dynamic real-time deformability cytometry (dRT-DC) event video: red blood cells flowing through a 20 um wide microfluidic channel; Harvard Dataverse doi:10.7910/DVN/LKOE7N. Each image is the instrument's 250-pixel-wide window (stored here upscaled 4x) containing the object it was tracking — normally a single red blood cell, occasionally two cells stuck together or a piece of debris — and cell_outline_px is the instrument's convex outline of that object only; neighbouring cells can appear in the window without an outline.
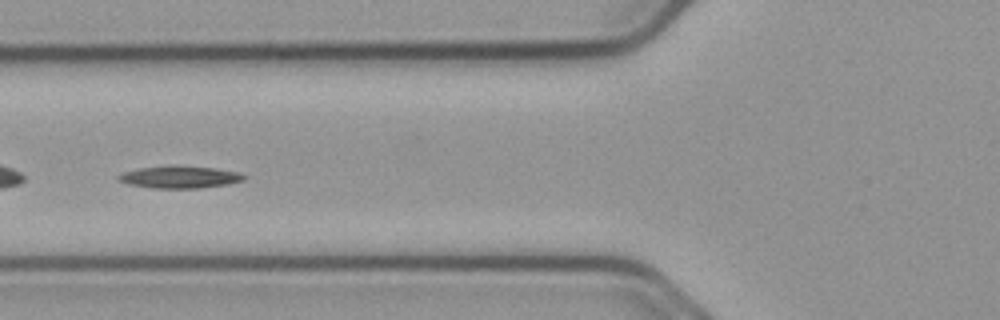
{"species": "common noctule bat (a hibernating species)", "species_latin": "Nyctalus noctula", "temperature_condition": "cold", "stored_images_in_passage": 39, "camera_frame_rate_fps": 3000, "um_per_image_px": 0.085, "animal": {"sex": "male", "body_mass_g": 23.1, "forearm_length_mm": 52.7}, "frame": {"image": 1, "passage_image": 4, "time_ms": 1.0, "image_size_px": [1000, 320], "cell_outline_px": [[248, 176], [244, 180], [228, 184], [200, 188], [152, 188], [128, 184], [116, 180], [116, 176], [124, 172], [136, 168], [216, 168], [240, 172]], "centroid_in_image_um": [15.3, 15.09], "position_along_channel_um": 110.5, "area_um2": 15.61}}
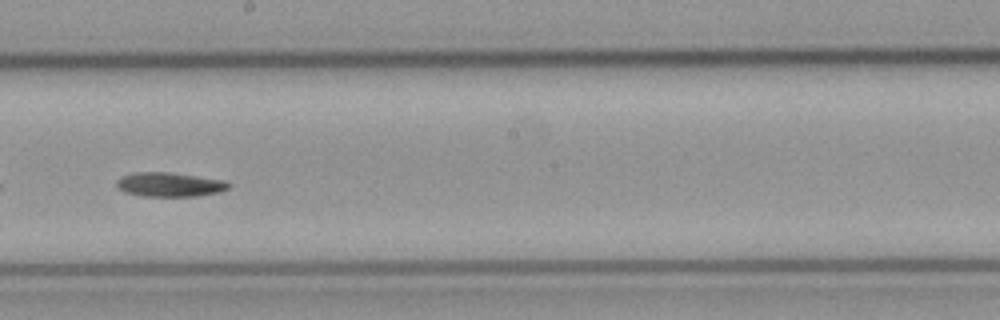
{"frame": {"image": 2, "passage_image": 14, "time_ms": 4.333, "image_size_px": [1000, 320], "cell_outline_px": [[232, 184], [228, 188], [220, 192], [200, 196], [140, 196], [124, 192], [116, 188], [116, 180], [120, 176], [136, 172], [168, 172], [224, 180]], "centroid_in_image_um": [14.38, 15.69], "position_along_channel_um": 233.8, "area_um2": 16.01}}
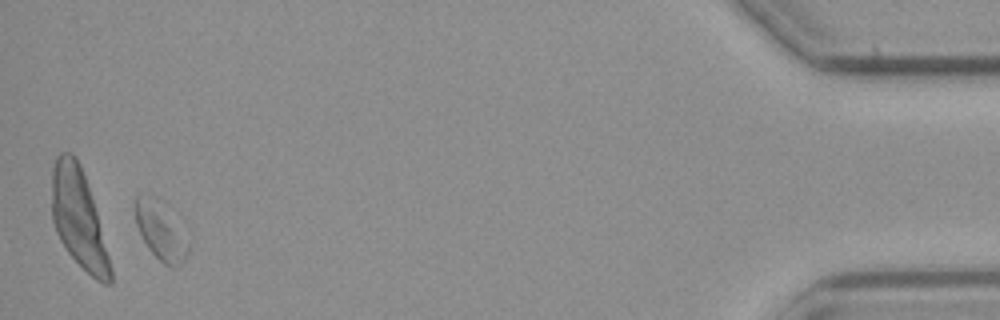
{"frame": {"image": 3, "passage_image": 36, "time_ms": 11.667, "image_size_px": [1000, 320], "cell_outline_px": [[188, 252], [180, 264], [176, 268], [172, 268], [164, 264], [148, 248], [136, 224], [136, 196], [144, 192], [148, 192], [160, 200], [188, 244]], "centroid_in_image_um": [13.6, 19.61], "position_along_channel_um": 421.6, "area_um2": 17.11}}